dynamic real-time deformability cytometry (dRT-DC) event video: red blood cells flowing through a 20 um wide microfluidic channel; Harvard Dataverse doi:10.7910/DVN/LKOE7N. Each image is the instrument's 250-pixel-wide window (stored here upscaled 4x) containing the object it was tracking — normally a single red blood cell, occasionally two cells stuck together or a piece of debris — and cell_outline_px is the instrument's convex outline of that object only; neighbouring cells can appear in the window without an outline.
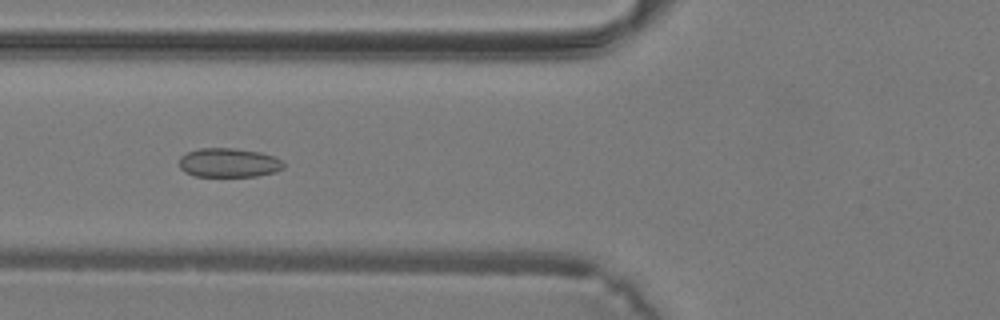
{"species": "common noctule bat (a hibernating species)", "species_latin": "Nyctalus noctula", "temperature_condition": "warm", "stored_images_in_passage": 39, "camera_frame_rate_fps": 3000, "um_per_image_px": 0.085, "animal": {"sex": "male", "body_mass_g": 19.2, "forearm_length_mm": 51.8}, "frame": {"image": 1, "passage_image": 15, "time_ms": 4.667, "image_size_px": [1000, 320], "cell_outline_px": [[284, 168], [276, 172], [256, 176], [196, 176], [184, 172], [180, 168], [180, 156], [188, 152], [200, 148], [232, 148], [260, 152], [272, 156], [280, 160], [284, 164]], "centroid_in_image_um": [19.44, 13.83], "position_along_channel_um": 106.4, "area_um2": 17.63}}
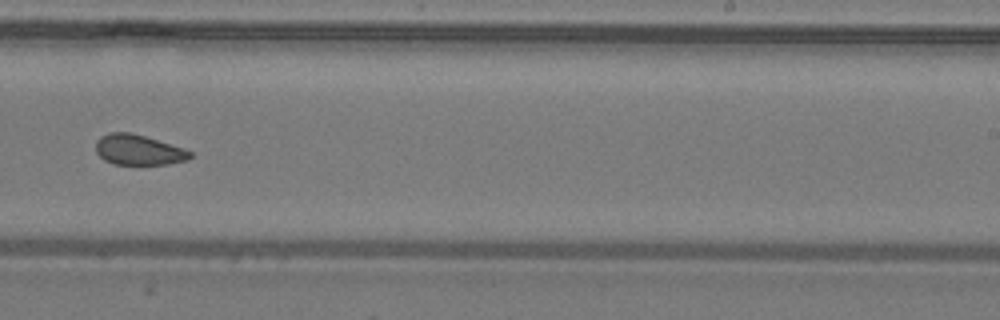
{"frame": {"image": 2, "passage_image": 25, "time_ms": 8.0, "image_size_px": [1000, 320], "cell_outline_px": [[192, 156], [188, 160], [168, 164], [112, 164], [104, 160], [96, 152], [96, 140], [100, 136], [108, 132], [132, 132], [184, 148], [192, 152]], "centroid_in_image_um": [11.76, 12.73], "position_along_channel_um": 277.2, "area_um2": 16.82}}
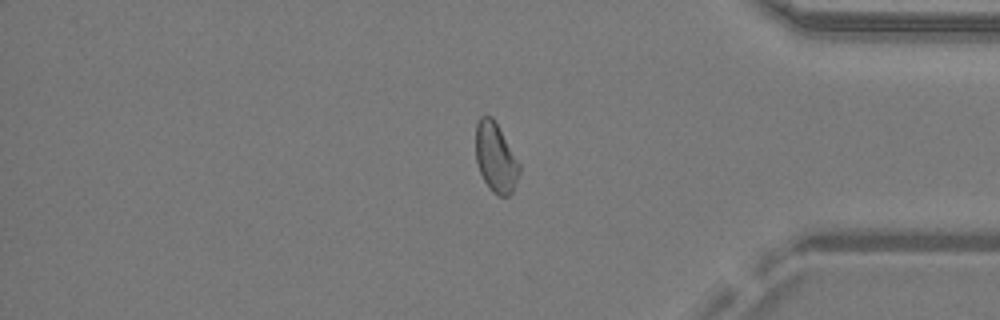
{"frame": {"image": 3, "passage_image": 33, "time_ms": 10.667, "image_size_px": [1000, 320], "cell_outline_px": [[520, 172], [512, 192], [508, 196], [496, 196], [488, 188], [480, 172], [476, 160], [476, 124], [480, 116], [492, 116], [520, 164]], "centroid_in_image_um": [42.12, 13.42], "position_along_channel_um": 393.1, "area_um2": 17.57}}